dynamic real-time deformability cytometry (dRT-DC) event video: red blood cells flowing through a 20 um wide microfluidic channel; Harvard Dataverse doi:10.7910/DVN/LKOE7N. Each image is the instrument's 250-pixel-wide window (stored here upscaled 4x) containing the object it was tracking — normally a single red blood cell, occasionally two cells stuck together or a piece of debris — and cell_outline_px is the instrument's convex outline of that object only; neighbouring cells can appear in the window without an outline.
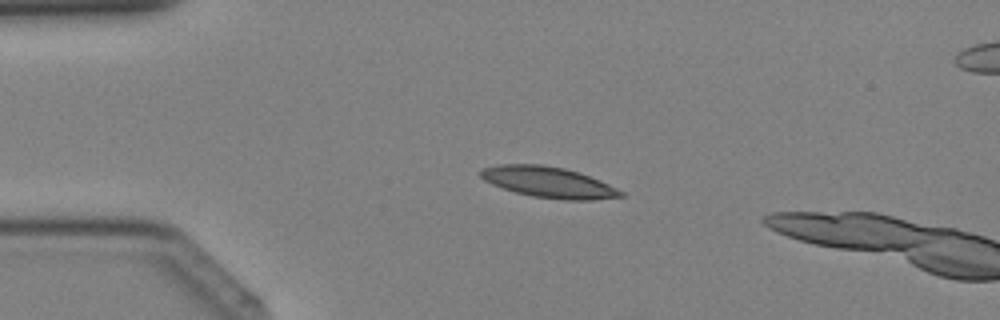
{"species": "Egyptian fruit bat (a non-hibernating species)", "species_latin": "Rousettus aegyptiacus", "temperature_condition": "cold", "stored_images_in_passage": 3, "camera_frame_rate_fps": 3000, "um_per_image_px": 0.085, "animal": {"sex": "female"}, "frame": {"image": 1, "passage_image": 1, "time_ms": 0.0, "image_size_px": [1000, 320], "cell_outline_px": [[624, 196], [592, 200], [564, 200], [532, 196], [516, 192], [492, 184], [484, 180], [480, 176], [480, 172], [484, 168], [500, 164], [540, 164], [564, 168], [600, 180], [624, 192]], "centroid_in_image_um": [46.63, 15.49], "position_along_channel_um": 38.4, "area_um2": 24.91}}